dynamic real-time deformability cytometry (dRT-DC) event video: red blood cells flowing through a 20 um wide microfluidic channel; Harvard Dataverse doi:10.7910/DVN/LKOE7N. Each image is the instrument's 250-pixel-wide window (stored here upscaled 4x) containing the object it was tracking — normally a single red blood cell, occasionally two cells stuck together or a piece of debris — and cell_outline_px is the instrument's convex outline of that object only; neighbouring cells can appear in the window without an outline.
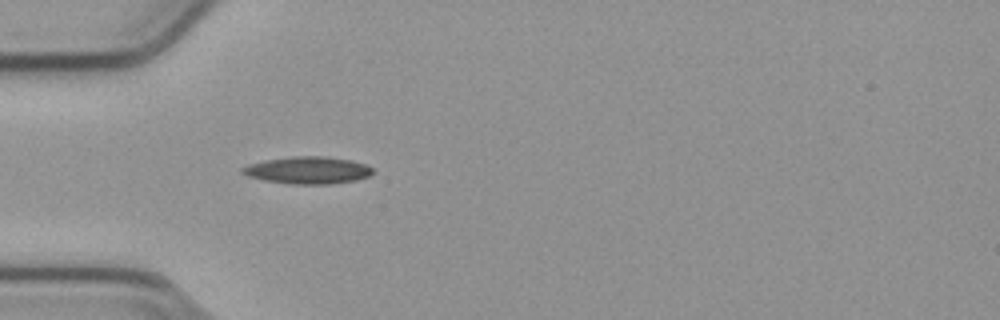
{"species": "common noctule bat (a hibernating species)", "species_latin": "Nyctalus noctula", "temperature_condition": "cold", "stored_images_in_passage": 41, "camera_frame_rate_fps": 3000, "um_per_image_px": 0.085, "animal": {"sex": "male", "body_mass_g": 23.1, "forearm_length_mm": 52.7}, "frame": {"image": 1, "passage_image": 5, "time_ms": 1.333, "image_size_px": [1000, 320], "cell_outline_px": [[372, 172], [368, 176], [356, 180], [328, 184], [292, 184], [264, 180], [248, 176], [240, 172], [240, 168], [248, 164], [264, 160], [296, 156], [320, 156], [352, 160], [364, 164], [372, 168]], "centroid_in_image_um": [26.12, 14.47], "position_along_channel_um": 58.9, "area_um2": 20.52}}
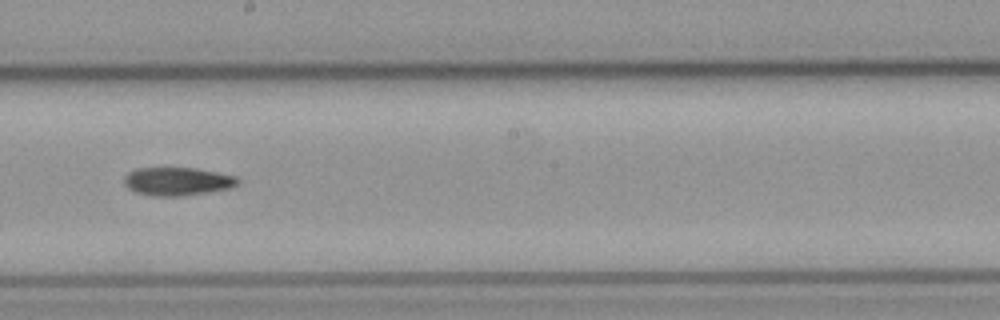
{"frame": {"image": 2, "passage_image": 19, "time_ms": 6.0, "image_size_px": [1000, 320], "cell_outline_px": [[240, 180], [236, 184], [228, 188], [208, 192], [180, 196], [152, 196], [136, 192], [128, 188], [124, 184], [124, 176], [128, 172], [136, 168], [196, 168], [236, 176]], "centroid_in_image_um": [15.04, 15.41], "position_along_channel_um": 233.2, "area_um2": 18.61}}
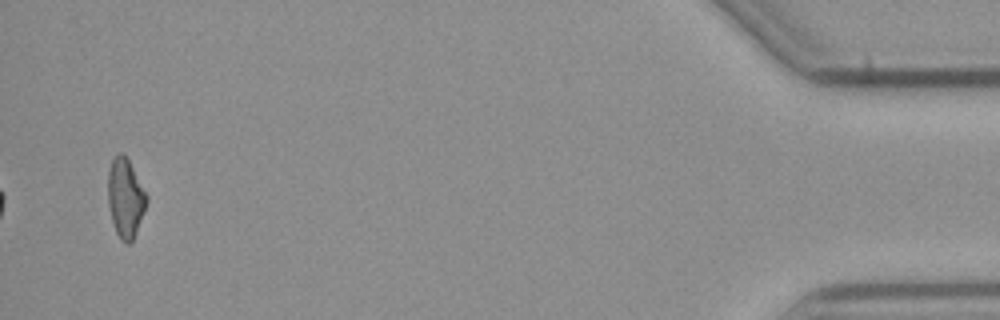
{"frame": {"image": 3, "passage_image": 41, "time_ms": 13.333, "image_size_px": [1000, 320], "cell_outline_px": [[148, 200], [136, 232], [132, 240], [128, 244], [124, 244], [120, 240], [116, 232], [112, 220], [108, 204], [108, 172], [112, 160], [120, 152], [128, 160], [148, 196]], "centroid_in_image_um": [10.65, 16.86], "position_along_channel_um": 424.5, "area_um2": 17.51}, "authors_computed_cell_mechanics": {"area_um2": 18.4382, "velocity_mm_per_s": 3.8042, "shape_relaxation_time_tau1_ms": 6.075, "shape_relaxation_time_tau2_ms": null, "deformation_change_tau1": 0.1473, "deformation_change_tau2": null}}